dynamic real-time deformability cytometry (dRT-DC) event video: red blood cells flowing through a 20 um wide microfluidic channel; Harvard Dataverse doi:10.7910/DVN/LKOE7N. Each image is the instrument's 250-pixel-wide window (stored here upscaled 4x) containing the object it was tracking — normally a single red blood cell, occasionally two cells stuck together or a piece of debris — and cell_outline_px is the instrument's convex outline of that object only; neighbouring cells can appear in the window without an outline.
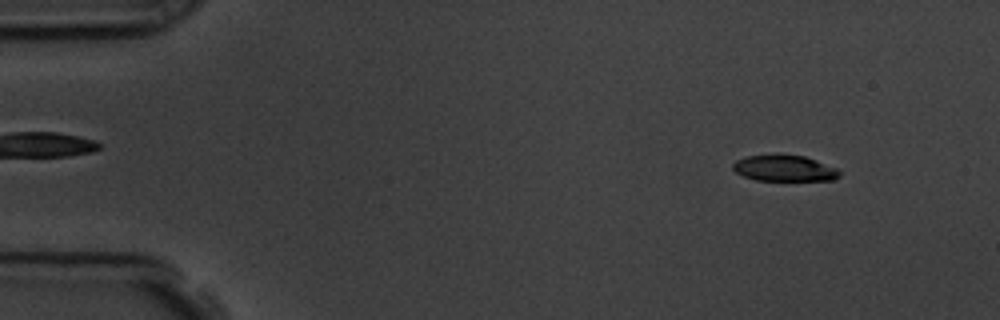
{"species": "common noctule bat (a hibernating species)", "species_latin": "Nyctalus noctula", "temperature_condition": "room temperature", "stored_images_in_passage": 57, "camera_frame_rate_fps": 3000, "um_per_image_px": 0.085, "animal": {"sex": "male", "body_mass_g": 19.5, "forearm_length_mm": 54.6}, "frame": {"image": 1, "passage_image": 6, "time_ms": 1.667, "image_size_px": [1000, 320], "cell_outline_px": [[840, 176], [832, 180], [756, 180], [744, 176], [736, 172], [732, 168], [732, 164], [736, 160], [748, 156], [776, 152], [804, 156], [840, 168]], "centroid_in_image_um": [66.68, 14.26], "position_along_channel_um": 18.3, "area_um2": 16.7}}
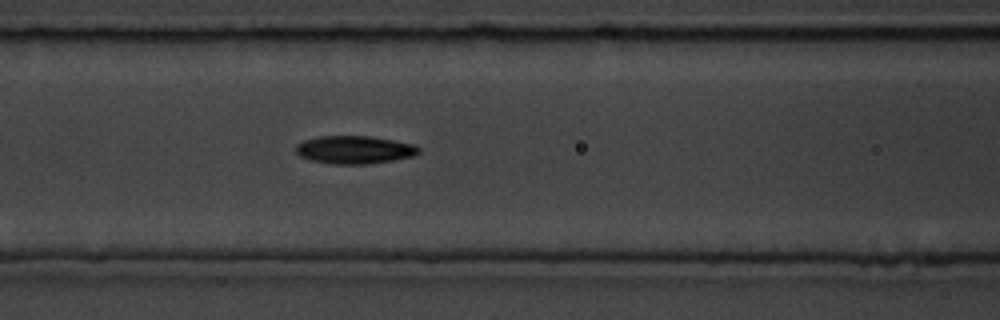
{"frame": {"image": 2, "passage_image": 24, "time_ms": 7.667, "image_size_px": [1000, 320], "cell_outline_px": [[420, 152], [412, 156], [392, 160], [364, 164], [332, 164], [312, 160], [300, 156], [296, 152], [296, 144], [304, 140], [316, 136], [368, 136], [416, 144], [420, 148]], "centroid_in_image_um": [30.12, 12.72], "position_along_channel_um": 136.5, "area_um2": 19.94}}
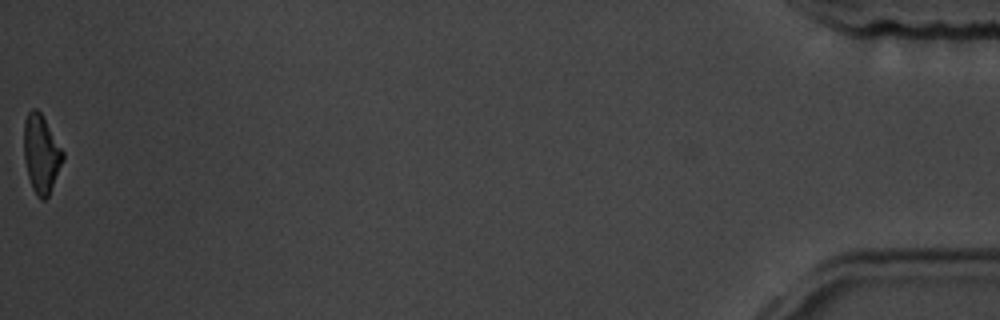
{"frame": {"image": 3, "passage_image": 57, "time_ms": 18.667, "image_size_px": [1000, 320], "cell_outline_px": [[64, 160], [48, 196], [44, 200], [40, 200], [36, 196], [32, 188], [28, 176], [24, 160], [24, 120], [28, 112], [32, 108], [36, 108], [40, 112], [64, 152]], "centroid_in_image_um": [3.5, 13.09], "position_along_channel_um": 431.7, "area_um2": 17.74}, "authors_computed_cell_mechanics": {"area_um2": 19.0162, "velocity_mm_per_s": 3.6027, "shape_relaxation_time_tau1_ms": 3.679, "shape_relaxation_time_tau2_ms": 5.2572, "deformation_change_tau1": 0.1389, "deformation_change_tau2": 0.1329}}